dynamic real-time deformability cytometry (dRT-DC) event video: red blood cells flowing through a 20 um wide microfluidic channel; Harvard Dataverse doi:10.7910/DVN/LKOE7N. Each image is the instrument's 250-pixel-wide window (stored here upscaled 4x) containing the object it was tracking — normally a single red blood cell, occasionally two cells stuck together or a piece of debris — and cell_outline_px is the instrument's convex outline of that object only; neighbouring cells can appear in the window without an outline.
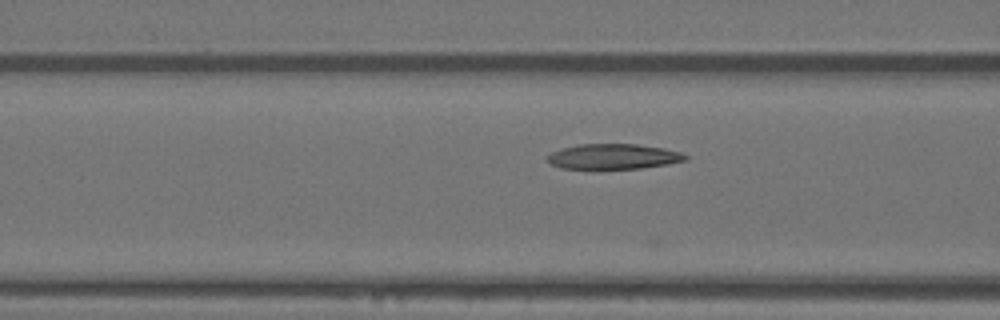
{"species": "Egyptian fruit bat (a non-hibernating species)", "species_latin": "Rousettus aegyptiacus", "temperature_condition": "warm", "stored_images_in_passage": 38, "camera_frame_rate_fps": 3000, "um_per_image_px": 0.085, "animal": {"sex": "female"}, "frame": {"image": 1, "passage_image": 6, "time_ms": 1.667, "image_size_px": [1000, 320], "cell_outline_px": [[688, 160], [668, 164], [640, 168], [560, 168], [544, 160], [544, 156], [560, 148], [580, 144], [636, 144], [664, 148], [680, 152], [688, 156]], "centroid_in_image_um": [52.1, 13.29], "position_along_channel_um": 114.5, "area_um2": 20.35}}
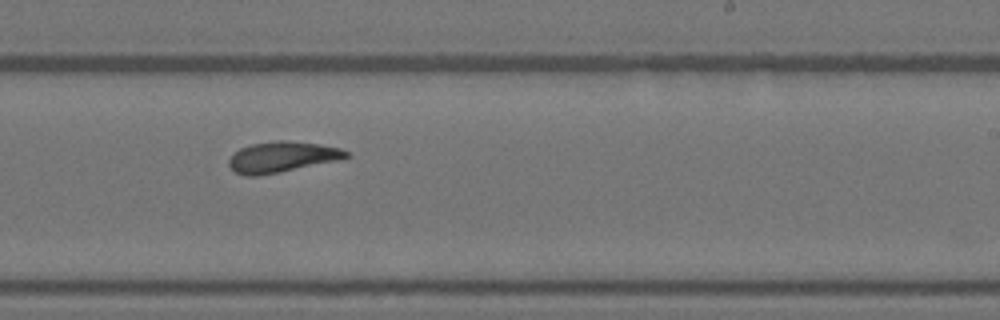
{"frame": {"image": 2, "passage_image": 19, "time_ms": 6.0, "image_size_px": [1000, 320], "cell_outline_px": [[352, 156], [336, 160], [280, 172], [256, 176], [244, 176], [236, 172], [228, 164], [228, 160], [240, 148], [252, 144], [276, 140], [284, 140], [320, 144], [340, 148], [348, 152]], "centroid_in_image_um": [23.97, 13.34], "position_along_channel_um": 265.0, "area_um2": 20.75}}
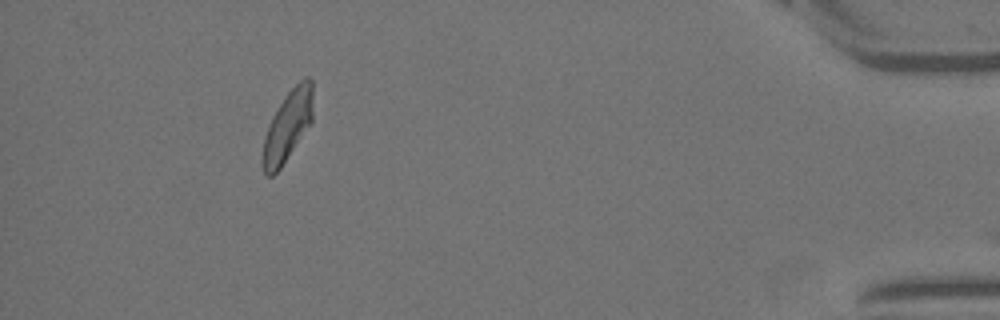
{"frame": {"image": 3, "passage_image": 37, "time_ms": 12.0, "image_size_px": [1000, 320], "cell_outline_px": [[312, 120], [280, 168], [272, 176], [268, 176], [264, 172], [264, 136], [272, 116], [284, 96], [304, 76], [308, 76], [312, 80]], "centroid_in_image_um": [24.46, 10.64], "position_along_channel_um": 410.7, "area_um2": 20.0}}